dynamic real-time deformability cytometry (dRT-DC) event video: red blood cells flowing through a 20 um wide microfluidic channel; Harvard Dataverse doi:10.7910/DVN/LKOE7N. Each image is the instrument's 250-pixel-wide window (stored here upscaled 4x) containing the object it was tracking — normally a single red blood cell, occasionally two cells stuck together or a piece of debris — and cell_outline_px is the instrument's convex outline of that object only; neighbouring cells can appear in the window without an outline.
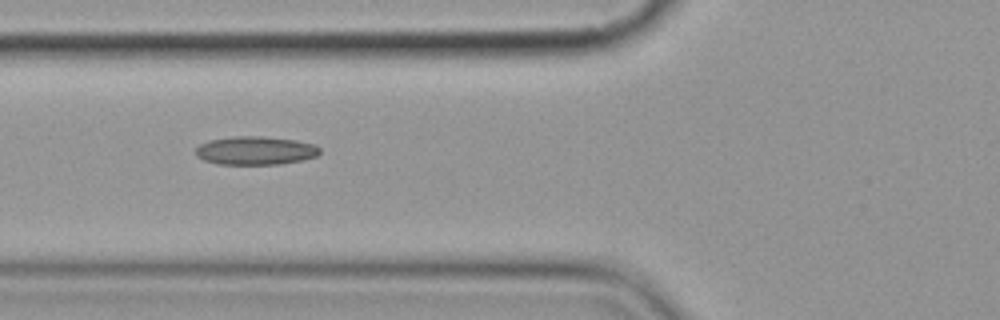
{"species": "common noctule bat (a hibernating species)", "species_latin": "Nyctalus noctula", "temperature_condition": "cold", "stored_images_in_passage": 8, "camera_frame_rate_fps": 3000, "um_per_image_px": 0.085, "animal": {"sex": "female", "body_mass_g": 19.9}, "frame": {"image": 1, "passage_image": 7, "time_ms": 8.0, "image_size_px": [1000, 320], "cell_outline_px": [[320, 152], [316, 156], [304, 160], [280, 164], [216, 164], [204, 160], [196, 156], [196, 148], [200, 144], [208, 140], [232, 136], [260, 136], [296, 140], [316, 144], [320, 148]], "centroid_in_image_um": [21.72, 12.79], "position_along_channel_um": 104.1, "area_um2": 20.75}}
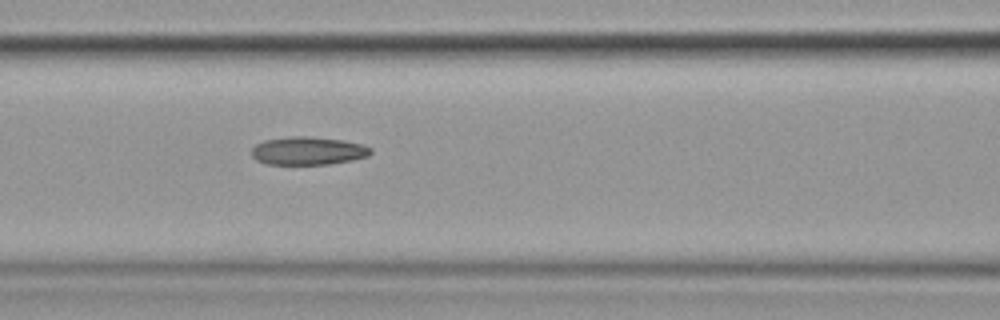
{"frame": {"image": 2, "passage_image": 8, "time_ms": 9.0, "image_size_px": [1000, 320], "cell_outline_px": [[372, 152], [368, 156], [352, 160], [328, 164], [268, 164], [256, 160], [252, 156], [252, 148], [256, 144], [264, 140], [288, 136], [308, 136], [344, 140], [364, 144], [372, 148]], "centroid_in_image_um": [26.2, 12.81], "position_along_channel_um": 140.4, "area_um2": 19.65}}